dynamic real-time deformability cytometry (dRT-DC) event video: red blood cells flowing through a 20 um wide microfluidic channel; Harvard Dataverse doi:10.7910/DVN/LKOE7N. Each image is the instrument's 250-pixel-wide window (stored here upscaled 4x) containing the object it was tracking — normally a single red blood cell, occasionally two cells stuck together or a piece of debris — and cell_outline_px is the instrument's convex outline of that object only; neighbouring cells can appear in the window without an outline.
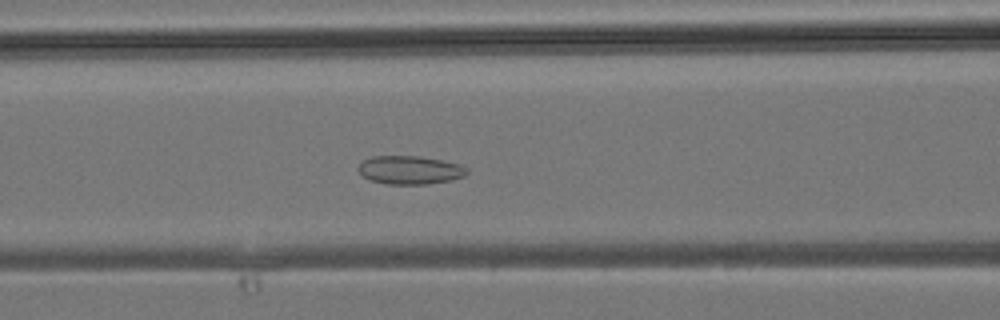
{"species": "common noctule bat (a hibernating species)", "species_latin": "Nyctalus noctula", "temperature_condition": "room temperature", "stored_images_in_passage": 27, "camera_frame_rate_fps": 3000, "um_per_image_px": 0.085, "animal": {"sex": "male", "body_mass_g": 19.2, "forearm_length_mm": 51.8}, "frame": {"image": 1, "passage_image": 6, "time_ms": 1.667, "image_size_px": [1000, 320], "cell_outline_px": [[468, 172], [464, 176], [452, 180], [428, 184], [388, 184], [372, 180], [364, 176], [356, 168], [360, 160], [372, 156], [420, 156], [460, 164], [468, 168]], "centroid_in_image_um": [34.83, 14.44], "position_along_channel_um": 131.8, "area_um2": 18.09}}
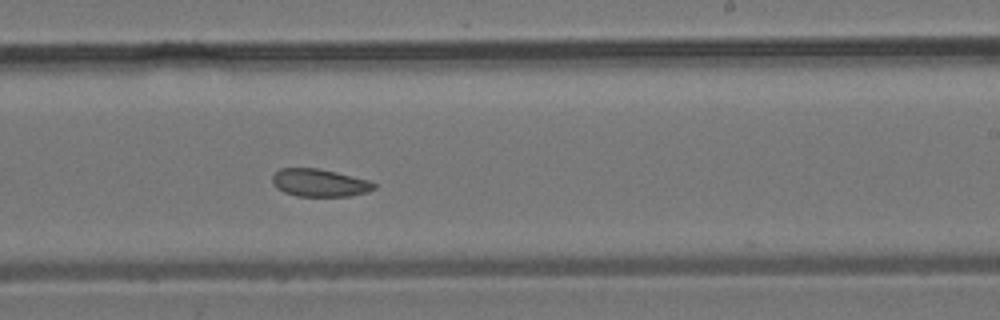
{"frame": {"image": 2, "passage_image": 13, "time_ms": 4.0, "image_size_px": [1000, 320], "cell_outline_px": [[376, 188], [368, 192], [352, 196], [296, 196], [284, 192], [276, 188], [272, 184], [272, 176], [280, 168], [316, 168], [336, 172], [368, 180], [376, 184]], "centroid_in_image_um": [27.15, 15.54], "position_along_channel_um": 261.8, "area_um2": 16.47}}
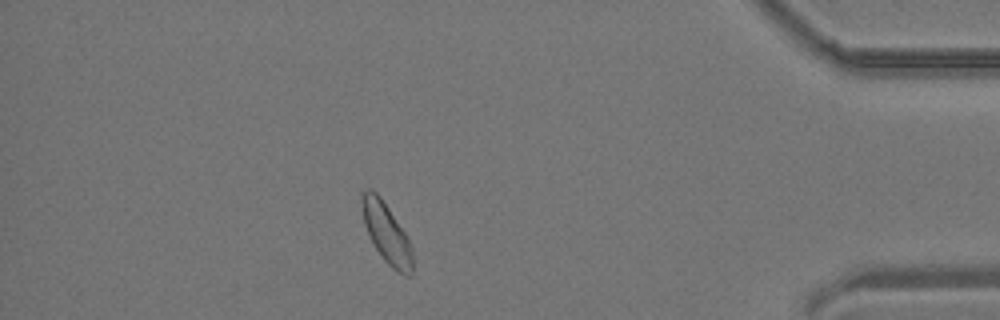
{"frame": {"image": 3, "passage_image": 23, "time_ms": 7.333, "image_size_px": [1000, 320], "cell_outline_px": [[412, 276], [404, 276], [396, 272], [384, 260], [376, 248], [364, 224], [360, 192], [368, 188], [372, 188], [380, 196], [404, 232], [412, 248]], "centroid_in_image_um": [32.85, 19.81], "position_along_channel_um": 402.4, "area_um2": 17.51}}